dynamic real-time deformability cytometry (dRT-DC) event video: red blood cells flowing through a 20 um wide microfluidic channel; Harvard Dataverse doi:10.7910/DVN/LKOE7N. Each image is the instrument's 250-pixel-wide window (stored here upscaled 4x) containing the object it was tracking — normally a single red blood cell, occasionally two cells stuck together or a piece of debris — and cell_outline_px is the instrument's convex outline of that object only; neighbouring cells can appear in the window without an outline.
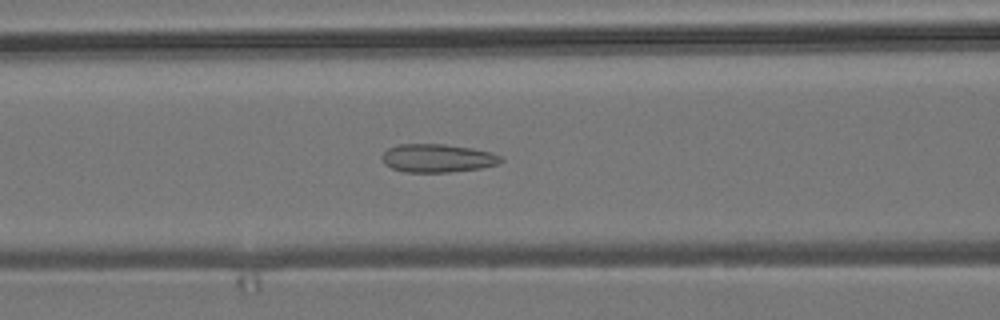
{"species": "common noctule bat (a hibernating species)", "species_latin": "Nyctalus noctula", "temperature_condition": "room temperature", "stored_images_in_passage": 51, "camera_frame_rate_fps": 3000, "um_per_image_px": 0.085, "animal": {"sex": "male", "body_mass_g": 19.2, "forearm_length_mm": 51.8}, "frame": {"image": 1, "passage_image": 19, "time_ms": 6.0, "image_size_px": [1000, 320], "cell_outline_px": [[504, 160], [500, 164], [480, 168], [452, 172], [404, 172], [392, 168], [384, 164], [380, 156], [388, 148], [400, 144], [444, 144], [472, 148], [492, 152], [500, 156]], "centroid_in_image_um": [37.19, 13.44], "position_along_channel_um": 129.4, "area_um2": 19.77}}
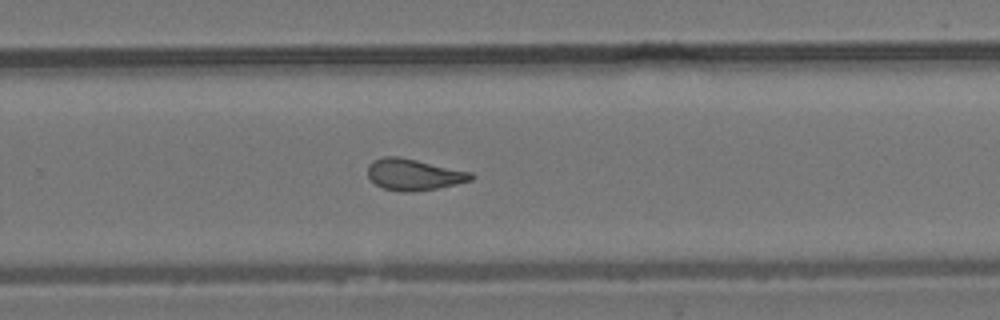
{"frame": {"image": 2, "passage_image": 32, "time_ms": 10.333, "image_size_px": [1000, 320], "cell_outline_px": [[476, 176], [472, 180], [456, 184], [436, 188], [412, 192], [408, 192], [384, 188], [376, 184], [368, 176], [368, 164], [372, 160], [384, 156], [396, 156], [416, 160], [472, 172]], "centroid_in_image_um": [35.18, 14.83], "position_along_channel_um": 294.6, "area_um2": 18.73}}
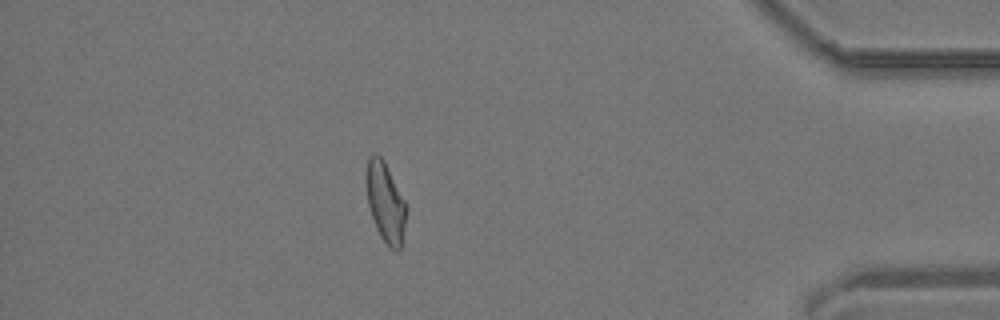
{"frame": {"image": 3, "passage_image": 44, "time_ms": 14.333, "image_size_px": [1000, 320], "cell_outline_px": [[408, 208], [400, 248], [396, 252], [380, 236], [376, 228], [368, 204], [364, 180], [364, 176], [368, 156], [376, 152], [384, 160]], "centroid_in_image_um": [32.73, 17.13], "position_along_channel_um": 402.5, "area_um2": 18.73}, "authors_computed_cell_mechanics": {"area_um2": 19.0162, "velocity_mm_per_s": 3.8206, "shape_relaxation_time_tau1_ms": null, "shape_relaxation_time_tau2_ms": 1.6695, "deformation_change_tau1": null, "deformation_change_tau2": 0.0985}}